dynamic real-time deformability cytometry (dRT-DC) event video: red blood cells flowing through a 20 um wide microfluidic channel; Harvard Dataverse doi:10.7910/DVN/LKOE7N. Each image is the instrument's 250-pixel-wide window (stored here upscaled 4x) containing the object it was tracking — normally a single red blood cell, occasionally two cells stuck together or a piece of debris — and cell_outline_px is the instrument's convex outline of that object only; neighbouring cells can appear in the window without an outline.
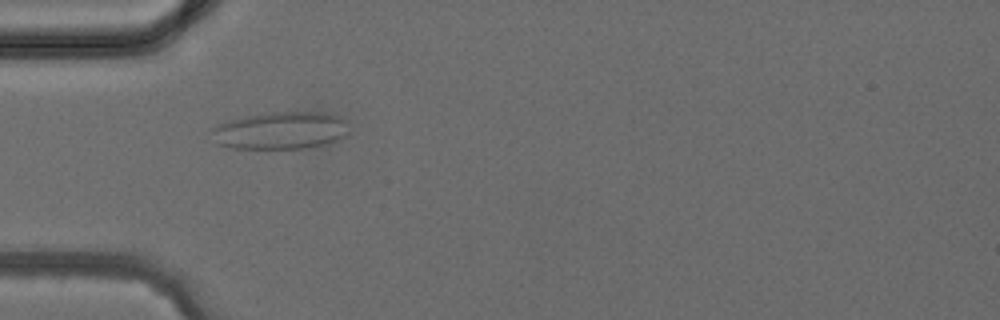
{"species": "common noctule bat (a hibernating species)", "species_latin": "Nyctalus noctula", "temperature_condition": "cold", "stored_images_in_passage": 4, "camera_frame_rate_fps": 3000, "um_per_image_px": 0.085, "animal": {"sex": "female", "body_mass_g": 24.6, "forearm_length_mm": 56.2}, "frame": {"image": 1, "passage_image": 3, "time_ms": 3.333, "image_size_px": [1000, 320], "cell_outline_px": [[348, 132], [344, 136], [328, 144], [304, 148], [232, 148], [216, 144], [212, 132], [212, 128], [220, 124], [244, 116], [268, 112], [324, 112], [340, 116], [348, 120]], "centroid_in_image_um": [23.9, 11.08], "position_along_channel_um": 61.1, "area_um2": 30.06}}
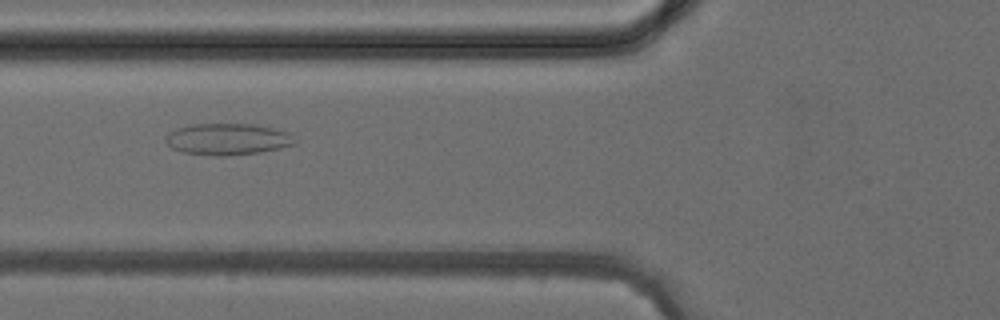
{"frame": {"image": 2, "passage_image": 4, "time_ms": 4.333, "image_size_px": [1000, 320], "cell_outline_px": [[296, 144], [280, 148], [260, 152], [224, 156], [216, 156], [184, 152], [172, 148], [164, 140], [164, 136], [168, 132], [176, 128], [192, 124], [252, 124], [292, 132]], "centroid_in_image_um": [19.34, 11.82], "position_along_channel_um": 106.5, "area_um2": 23.87}}